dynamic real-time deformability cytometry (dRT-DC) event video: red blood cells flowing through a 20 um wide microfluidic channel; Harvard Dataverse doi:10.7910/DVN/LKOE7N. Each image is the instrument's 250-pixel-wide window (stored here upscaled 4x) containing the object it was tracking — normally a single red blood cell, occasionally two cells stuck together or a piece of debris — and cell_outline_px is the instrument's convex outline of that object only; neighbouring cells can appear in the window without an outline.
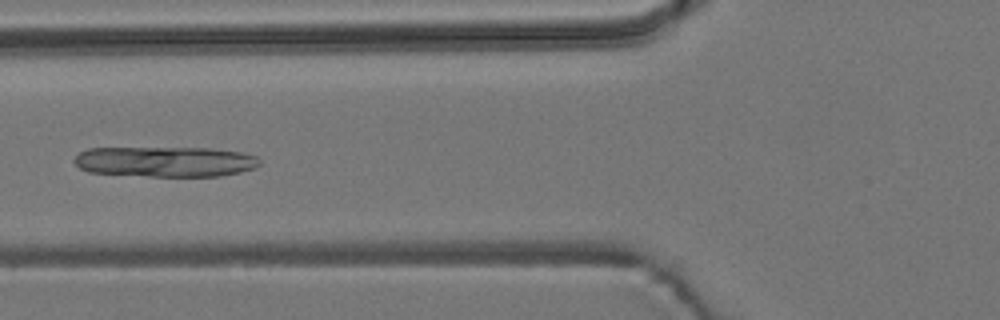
{"species": "common noctule bat (a hibernating species)", "species_latin": "Nyctalus noctula", "temperature_condition": "room temperature", "stored_images_in_passage": 6, "camera_frame_rate_fps": 3000, "um_per_image_px": 0.085, "animal": {"sex": "male", "body_mass_g": 19.2, "forearm_length_mm": 51.8}, "frame": {"image": 1, "passage_image": 5, "time_ms": 5.667, "image_size_px": [1000, 320], "cell_outline_px": [[260, 164], [256, 168], [240, 172], [220, 176], [148, 176], [88, 172], [80, 168], [72, 160], [80, 152], [88, 148], [212, 148], [244, 152], [256, 156], [260, 160]], "centroid_in_image_um": [14.08, 13.73], "position_along_channel_um": 111.7, "area_um2": 33.0}}
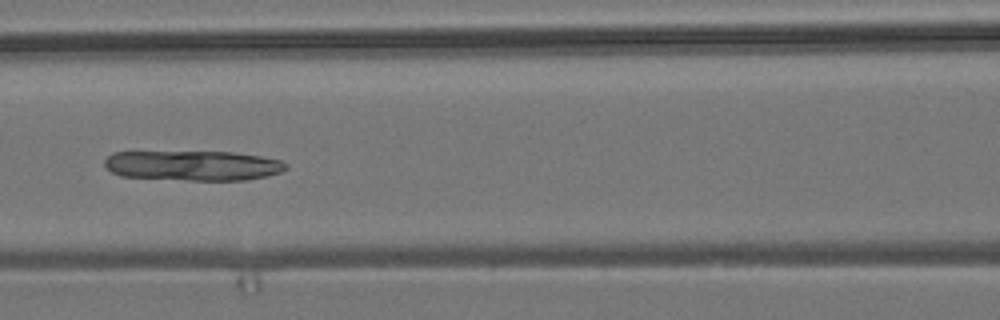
{"frame": {"image": 2, "passage_image": 6, "time_ms": 6.667, "image_size_px": [1000, 320], "cell_outline_px": [[288, 168], [280, 172], [268, 176], [244, 180], [188, 180], [120, 176], [112, 172], [104, 164], [104, 160], [112, 152], [232, 152], [260, 156], [280, 160], [288, 164]], "centroid_in_image_um": [16.42, 14.07], "position_along_channel_um": 150.2, "area_um2": 31.67}}